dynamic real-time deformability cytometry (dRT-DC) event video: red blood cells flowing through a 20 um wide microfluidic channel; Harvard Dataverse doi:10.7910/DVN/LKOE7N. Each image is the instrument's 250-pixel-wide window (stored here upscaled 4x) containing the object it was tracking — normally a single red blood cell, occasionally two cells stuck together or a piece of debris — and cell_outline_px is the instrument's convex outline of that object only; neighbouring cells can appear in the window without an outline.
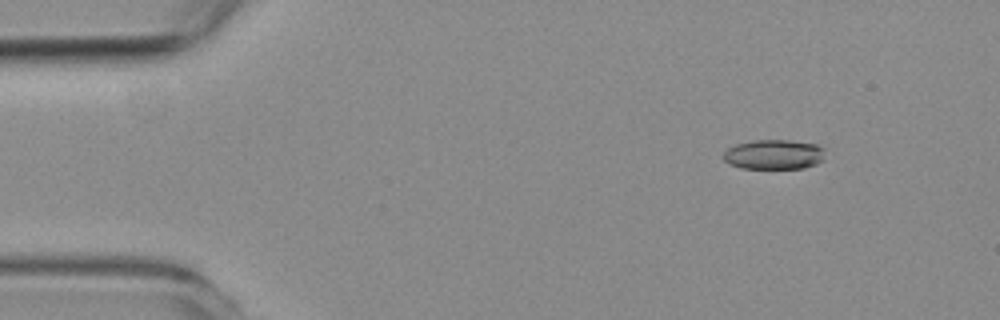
{"species": "common noctule bat (a hibernating species)", "species_latin": "Nyctalus noctula", "temperature_condition": "room temperature", "stored_images_in_passage": 14, "camera_frame_rate_fps": 3000, "um_per_image_px": 0.085, "animal": {"sex": "female", "body_mass_g": 19.3, "forearm_length_mm": 54.1}, "frame": {"image": 1, "passage_image": 6, "time_ms": 1.667, "image_size_px": [1000, 320], "cell_outline_px": [[824, 160], [816, 164], [804, 168], [740, 168], [728, 164], [724, 160], [724, 152], [728, 148], [736, 144], [752, 140], [792, 140], [816, 144], [824, 148]], "centroid_in_image_um": [65.8, 13.13], "position_along_channel_um": 19.2, "area_um2": 17.8}}